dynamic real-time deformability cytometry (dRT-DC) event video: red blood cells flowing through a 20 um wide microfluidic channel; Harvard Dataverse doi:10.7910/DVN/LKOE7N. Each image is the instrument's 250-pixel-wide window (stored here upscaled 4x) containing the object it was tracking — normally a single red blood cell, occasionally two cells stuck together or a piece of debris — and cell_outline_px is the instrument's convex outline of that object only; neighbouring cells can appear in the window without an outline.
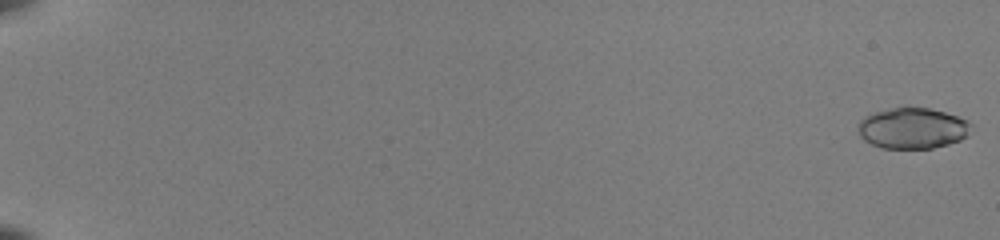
{"species": "common noctule bat (a hibernating species)", "species_latin": "Nyctalus noctula", "temperature_condition": "room temperature", "stored_images_in_passage": 54, "camera_frame_rate_fps": 3000, "um_per_image_px": 0.085, "animal": {"sex": "female", "body_mass_g": 22.0, "forearm_length_mm": 56.7}, "frame": {"image": 1, "passage_image": 1, "time_ms": 0.0, "image_size_px": [1000, 240], "cell_outline_px": [[972, 124], [968, 136], [960, 140], [948, 144], [932, 148], [880, 148], [864, 140], [860, 136], [856, 124], [864, 116], [876, 112], [892, 108], [928, 108], [944, 112], [968, 120]], "centroid_in_image_um": [77.56, 10.91], "position_along_channel_um": 7.4, "area_um2": 26.93}}
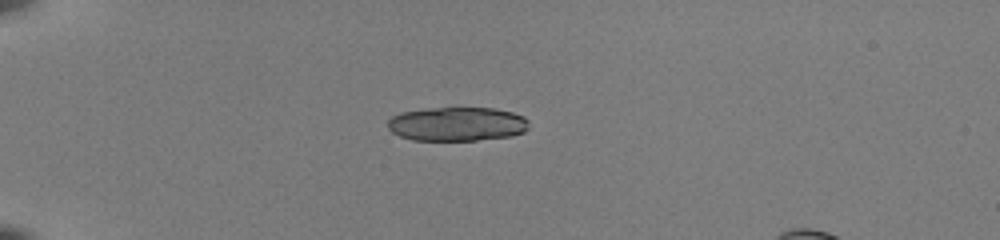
{"frame": {"image": 2, "passage_image": 17, "time_ms": 5.333, "image_size_px": [1000, 240], "cell_outline_px": [[528, 128], [524, 132], [512, 136], [476, 140], [412, 140], [400, 136], [392, 132], [388, 128], [388, 120], [392, 116], [400, 112], [428, 108], [496, 108], [512, 112], [524, 116], [528, 120]], "centroid_in_image_um": [38.86, 10.54], "position_along_channel_um": 46.1, "area_um2": 28.15}}
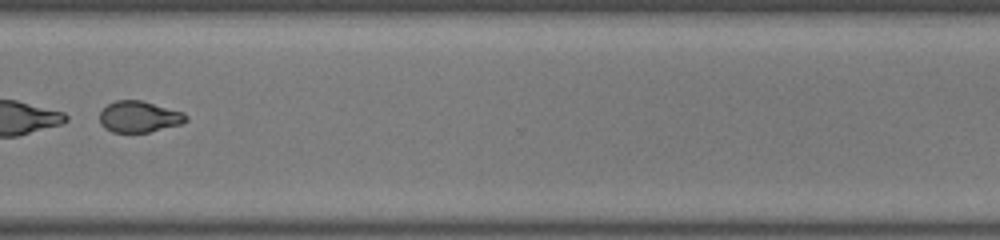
{"frame": {"image": 3, "passage_image": 44, "time_ms": 14.333, "image_size_px": [1000, 240], "cell_outline_px": [[188, 120], [180, 124], [148, 132], [112, 132], [104, 128], [100, 124], [100, 112], [108, 104], [116, 100], [140, 100], [184, 112], [188, 116]], "centroid_in_image_um": [11.82, 9.92], "position_along_channel_um": 358.8, "area_um2": 15.66}}